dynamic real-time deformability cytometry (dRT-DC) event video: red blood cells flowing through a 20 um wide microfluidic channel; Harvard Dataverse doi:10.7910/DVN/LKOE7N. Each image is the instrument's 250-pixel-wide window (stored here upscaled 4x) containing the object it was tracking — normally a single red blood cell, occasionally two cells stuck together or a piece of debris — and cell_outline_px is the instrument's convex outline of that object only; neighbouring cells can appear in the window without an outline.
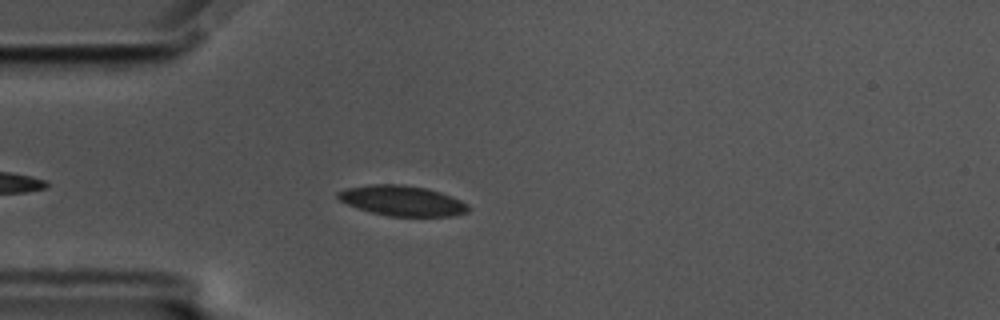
{"species": "common noctule bat (a hibernating species)", "species_latin": "Nyctalus noctula", "temperature_condition": "cold", "stored_images_in_passage": 48, "camera_frame_rate_fps": 3000, "um_per_image_px": 0.085, "animal": {"sex": "male", "body_mass_g": 17.5, "forearm_length_mm": 52.3}, "frame": {"image": 1, "passage_image": 6, "time_ms": 1.667, "image_size_px": [1000, 320], "cell_outline_px": [[468, 212], [456, 216], [388, 216], [372, 212], [348, 204], [340, 200], [336, 196], [336, 192], [344, 188], [368, 184], [400, 184], [428, 188], [440, 192], [460, 200], [468, 204]], "centroid_in_image_um": [34.18, 17.05], "position_along_channel_um": 50.8, "area_um2": 23.0}}
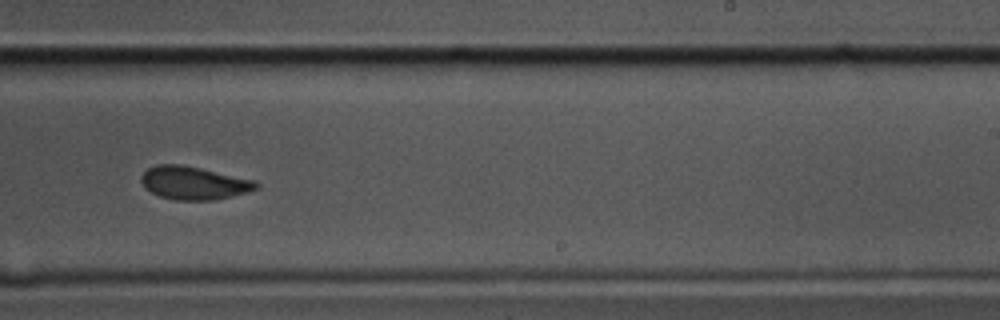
{"frame": {"image": 2, "passage_image": 26, "time_ms": 8.333, "image_size_px": [1000, 320], "cell_outline_px": [[260, 188], [248, 192], [232, 196], [212, 200], [176, 200], [160, 196], [144, 188], [140, 180], [140, 176], [148, 168], [156, 164], [180, 164], [200, 168], [256, 180], [260, 184]], "centroid_in_image_um": [16.49, 15.55], "position_along_channel_um": 272.5, "area_um2": 22.31}}
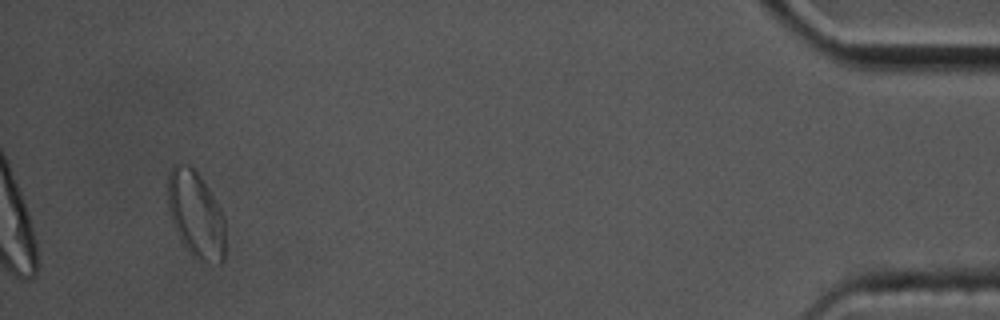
{"frame": {"image": 3, "passage_image": 45, "time_ms": 14.667, "image_size_px": [1000, 320], "cell_outline_px": [[224, 260], [220, 264], [200, 260], [192, 256], [180, 240], [172, 220], [168, 208], [168, 172], [180, 160], [188, 164], [200, 176], [220, 208], [224, 216]], "centroid_in_image_um": [16.63, 18.22], "position_along_channel_um": 418.6, "area_um2": 28.96}, "authors_computed_cell_mechanics": {"area_um2": 23.0622, "velocity_mm_per_s": 3.4809, "shape_relaxation_time_tau1_ms": 6.2022, "shape_relaxation_time_tau2_ms": 1.6906, "deformation_change_tau1": 0.0905, "deformation_change_tau2": 0.0557}}